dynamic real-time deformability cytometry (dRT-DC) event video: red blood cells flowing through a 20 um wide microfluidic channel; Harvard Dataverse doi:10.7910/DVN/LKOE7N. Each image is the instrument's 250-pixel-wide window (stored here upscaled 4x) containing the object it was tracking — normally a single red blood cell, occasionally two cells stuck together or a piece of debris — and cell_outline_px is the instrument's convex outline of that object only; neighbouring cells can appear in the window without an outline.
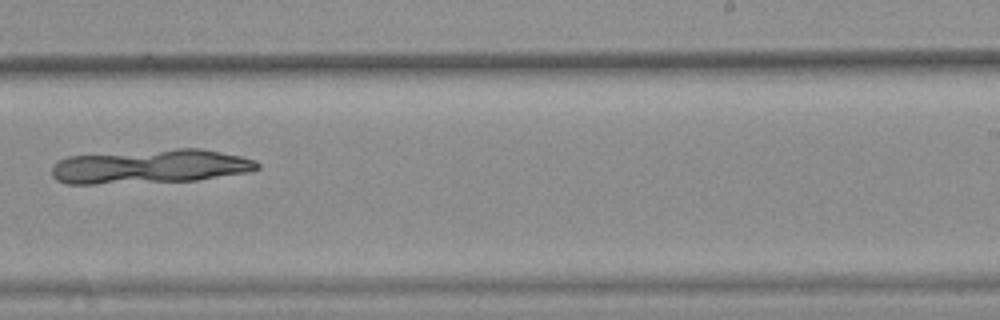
{"species": "common noctule bat (a hibernating species)", "species_latin": "Nyctalus noctula", "temperature_condition": "warm", "stored_images_in_passage": 28, "camera_frame_rate_fps": 3000, "um_per_image_px": 0.085, "animal": {"sex": "female", "body_mass_g": 25.1}, "frame": {"image": 1, "passage_image": 14, "time_ms": 4.333, "image_size_px": [1000, 320], "cell_outline_px": [[260, 168], [252, 172], [196, 180], [96, 184], [68, 184], [56, 180], [52, 176], [52, 164], [68, 156], [176, 148], [200, 148], [240, 156], [252, 160], [260, 164]], "centroid_in_image_um": [12.77, 14.15], "position_along_channel_um": 276.2, "area_um2": 40.92}}
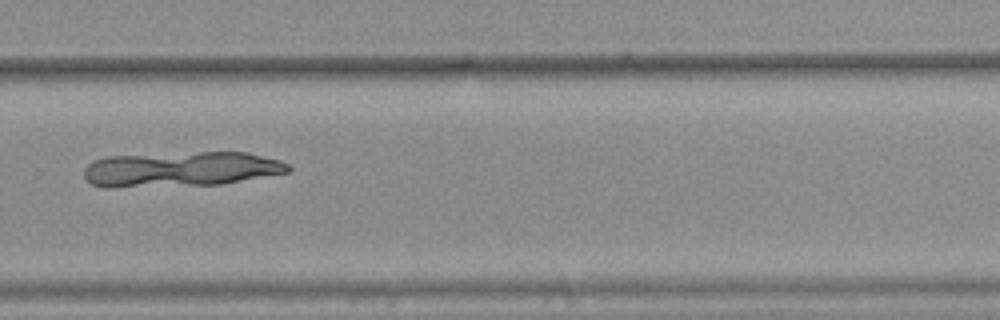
{"frame": {"image": 2, "passage_image": 17, "time_ms": 5.333, "image_size_px": [1000, 320], "cell_outline_px": [[292, 168], [288, 172], [220, 184], [112, 188], [104, 188], [92, 184], [84, 176], [84, 168], [92, 160], [108, 156], [200, 152], [248, 152], [280, 160], [288, 164]], "centroid_in_image_um": [15.34, 14.38], "position_along_channel_um": 314.5, "area_um2": 41.85}}
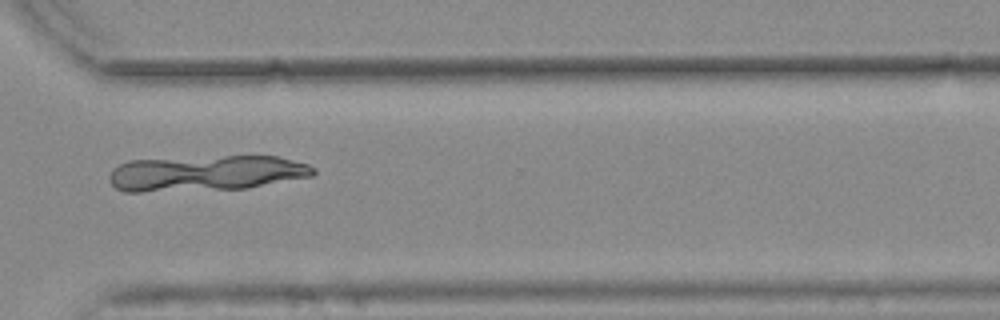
{"frame": {"image": 3, "passage_image": 20, "time_ms": 6.333, "image_size_px": [1000, 320], "cell_outline_px": [[316, 172], [312, 176], [248, 188], [140, 192], [124, 192], [116, 188], [108, 180], [108, 176], [112, 168], [128, 160], [224, 156], [276, 156], [308, 164], [316, 168]], "centroid_in_image_um": [17.48, 14.72], "position_along_channel_um": 353.1, "area_um2": 42.54}}